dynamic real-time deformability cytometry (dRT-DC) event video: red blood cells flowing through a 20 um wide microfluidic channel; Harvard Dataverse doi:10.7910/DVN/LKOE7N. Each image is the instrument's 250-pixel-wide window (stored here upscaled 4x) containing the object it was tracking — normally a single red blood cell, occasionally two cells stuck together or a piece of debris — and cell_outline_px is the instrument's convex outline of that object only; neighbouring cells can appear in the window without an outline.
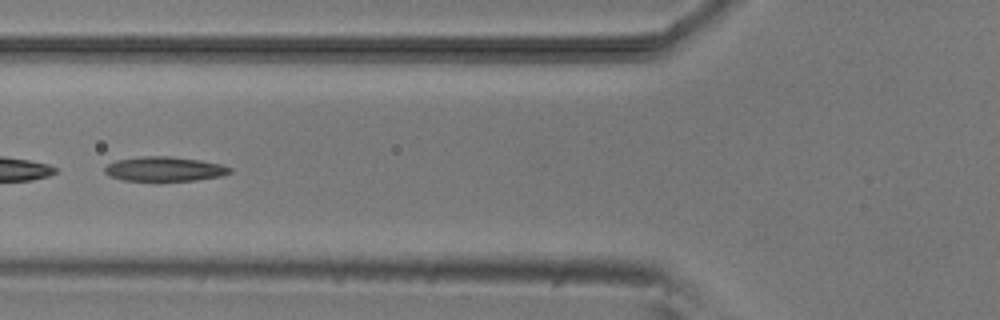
{"species": "common noctule bat (a hibernating species)", "species_latin": "Nyctalus noctula", "temperature_condition": "room temperature", "stored_images_in_passage": 8, "camera_frame_rate_fps": 3000, "um_per_image_px": 0.085, "animal": {"sex": "male", "body_mass_g": 20.5, "forearm_length_mm": 52.5}, "frame": {"image": 1, "passage_image": 5, "time_ms": 5.667, "image_size_px": [1000, 320], "cell_outline_px": [[232, 172], [220, 176], [196, 180], [120, 180], [108, 176], [104, 172], [104, 168], [108, 164], [116, 160], [140, 156], [168, 156], [200, 160], [220, 164], [232, 168]], "centroid_in_image_um": [13.94, 14.36], "position_along_channel_um": 111.9, "area_um2": 17.8}}
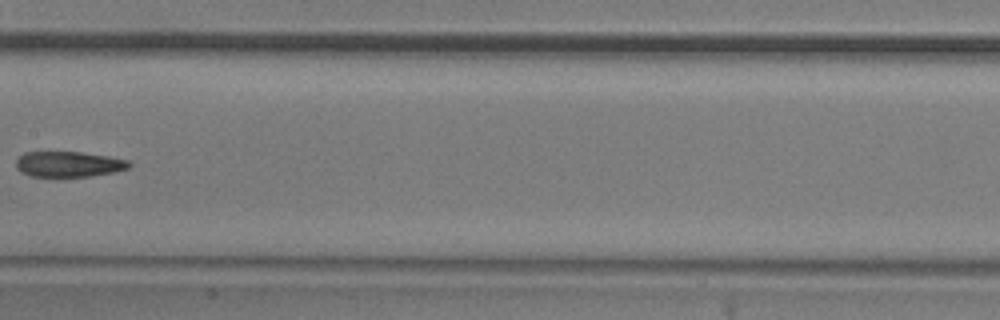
{"frame": {"image": 2, "passage_image": 7, "time_ms": 8.0, "image_size_px": [1000, 320], "cell_outline_px": [[132, 164], [128, 168], [112, 172], [88, 176], [28, 176], [20, 172], [16, 168], [16, 160], [24, 152], [80, 152], [108, 156], [128, 160]], "centroid_in_image_um": [5.8, 13.95], "position_along_channel_um": 201.6, "area_um2": 16.7}}
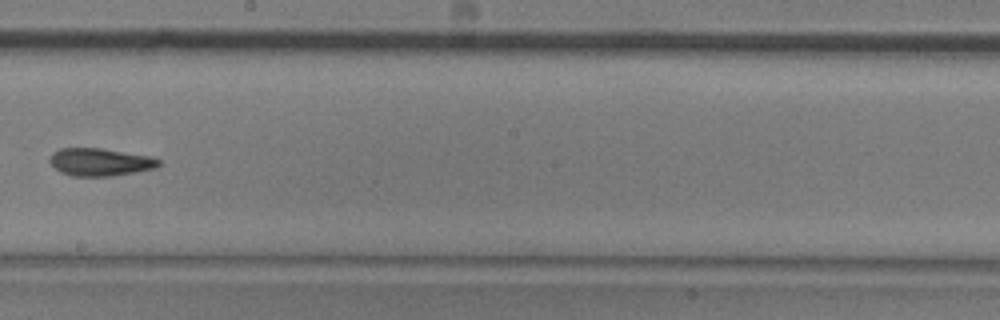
{"frame": {"image": 3, "passage_image": 8, "time_ms": 9.0, "image_size_px": [1000, 320], "cell_outline_px": [[160, 164], [156, 168], [136, 172], [112, 176], [72, 176], [60, 172], [48, 160], [52, 152], [60, 148], [100, 148], [152, 156], [160, 160]], "centroid_in_image_um": [8.51, 13.77], "position_along_channel_um": 239.7, "area_um2": 17.69}}